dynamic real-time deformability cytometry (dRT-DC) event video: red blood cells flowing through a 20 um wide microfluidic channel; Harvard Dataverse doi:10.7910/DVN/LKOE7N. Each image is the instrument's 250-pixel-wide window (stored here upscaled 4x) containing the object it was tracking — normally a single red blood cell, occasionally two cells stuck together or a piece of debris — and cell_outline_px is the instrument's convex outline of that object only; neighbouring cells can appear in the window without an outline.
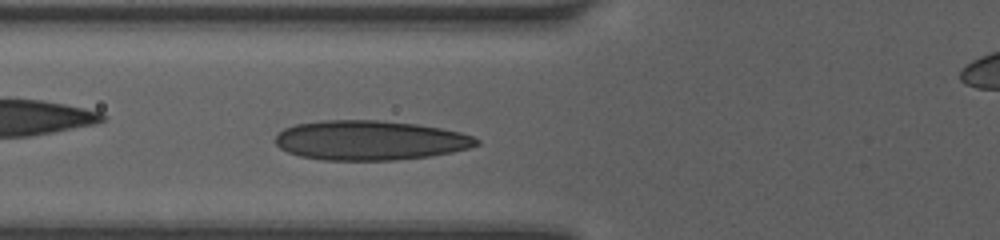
{"species": "human", "species_latin": "Homo sapiens", "temperature_condition": "room temperature", "stored_images_in_passage": 17, "camera_frame_rate_fps": 3000, "um_per_image_px": 0.085, "donor": {"sex": "female"}, "frame": {"image": 1, "passage_image": 3, "time_ms": 0.667, "image_size_px": [1000, 240], "cell_outline_px": [[480, 144], [468, 148], [452, 152], [428, 156], [396, 160], [324, 160], [300, 156], [288, 152], [280, 148], [276, 144], [276, 136], [284, 128], [296, 124], [320, 120], [380, 120], [416, 124], [440, 128], [460, 132], [472, 136], [480, 140]], "centroid_in_image_um": [31.44, 11.92], "position_along_channel_um": 94.4, "area_um2": 46.41}}
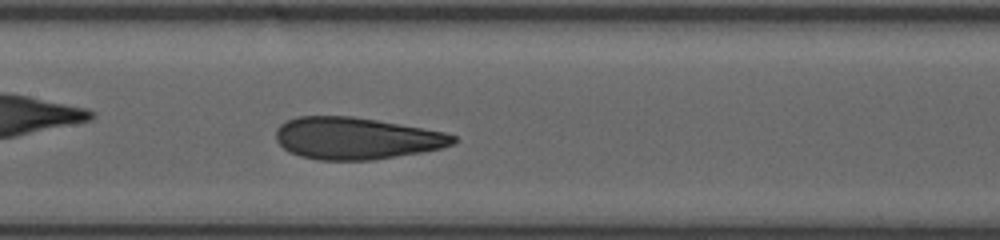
{"frame": {"image": 2, "passage_image": 12, "time_ms": 2.667, "image_size_px": [1000, 240], "cell_outline_px": [[456, 140], [452, 144], [440, 148], [420, 152], [372, 160], [320, 160], [300, 156], [288, 152], [276, 140], [276, 128], [280, 124], [296, 116], [352, 116], [376, 120], [444, 132], [456, 136]], "centroid_in_image_um": [30.22, 11.75], "position_along_channel_um": 177.2, "area_um2": 43.06}}
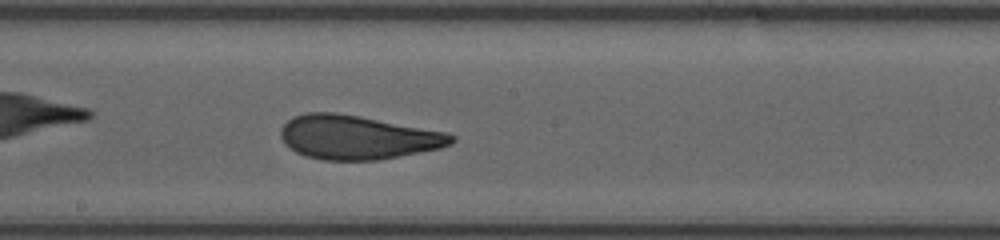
{"frame": {"image": 3, "passage_image": 16, "time_ms": 3.667, "image_size_px": [1000, 240], "cell_outline_px": [[456, 140], [452, 144], [440, 148], [376, 160], [324, 160], [304, 156], [288, 148], [284, 144], [280, 136], [280, 128], [292, 116], [308, 112], [336, 112], [360, 116], [444, 132], [456, 136]], "centroid_in_image_um": [30.32, 11.67], "position_along_channel_um": 217.9, "area_um2": 43.7}}